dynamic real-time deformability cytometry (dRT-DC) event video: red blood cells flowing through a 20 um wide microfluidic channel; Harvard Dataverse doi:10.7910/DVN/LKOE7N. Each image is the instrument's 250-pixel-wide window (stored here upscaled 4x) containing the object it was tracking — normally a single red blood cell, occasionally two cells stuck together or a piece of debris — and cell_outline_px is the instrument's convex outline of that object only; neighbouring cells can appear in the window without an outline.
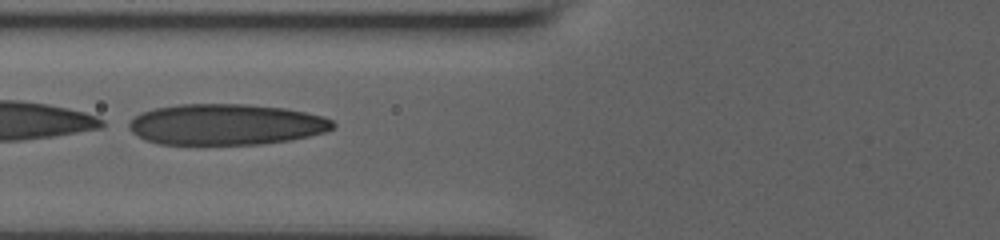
{"species": "human", "species_latin": "Homo sapiens", "temperature_condition": "room temperature", "stored_images_in_passage": 7, "camera_frame_rate_fps": 3000, "um_per_image_px": 0.085, "donor": {"sex": "male"}, "frame": {"image": 1, "passage_image": 6, "time_ms": 2.0, "image_size_px": [1000, 240], "cell_outline_px": [[336, 124], [332, 128], [324, 132], [292, 140], [260, 144], [160, 144], [144, 140], [132, 132], [128, 128], [128, 124], [140, 112], [156, 108], [180, 104], [244, 104], [284, 108], [324, 116], [332, 120]], "centroid_in_image_um": [19.2, 10.58], "position_along_channel_um": 106.6, "area_um2": 48.67}}